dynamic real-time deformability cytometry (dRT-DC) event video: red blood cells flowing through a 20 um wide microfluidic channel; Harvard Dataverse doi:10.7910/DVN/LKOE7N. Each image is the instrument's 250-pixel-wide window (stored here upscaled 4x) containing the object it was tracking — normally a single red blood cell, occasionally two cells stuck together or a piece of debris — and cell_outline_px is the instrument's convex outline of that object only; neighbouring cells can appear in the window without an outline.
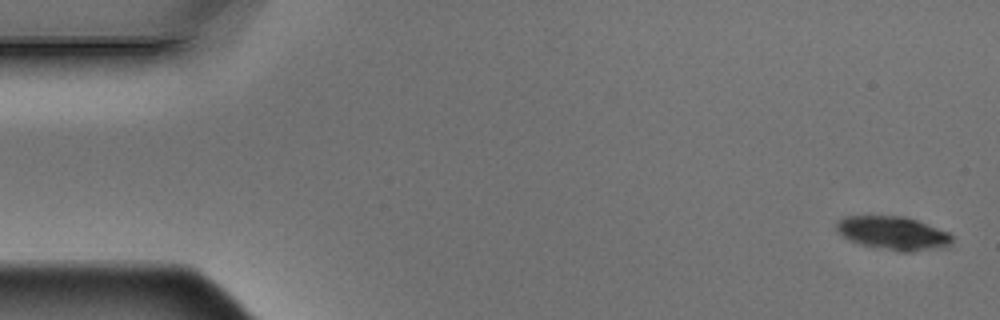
{"species": "Egyptian fruit bat (a non-hibernating species)", "species_latin": "Rousettus aegyptiacus", "temperature_condition": "warm", "stored_images_in_passage": 4, "camera_frame_rate_fps": 3000, "um_per_image_px": 0.085, "animal": {"sex": "male"}, "frame": {"image": 1, "passage_image": 1, "time_ms": 0.0, "image_size_px": [1000, 320], "cell_outline_px": [[952, 240], [944, 248], [908, 252], [904, 252], [876, 248], [860, 244], [848, 240], [836, 232], [836, 220], [844, 216], [908, 216], [920, 220], [948, 232], [952, 236]], "centroid_in_image_um": [75.89, 19.81], "position_along_channel_um": 9.1, "area_um2": 23.0}}
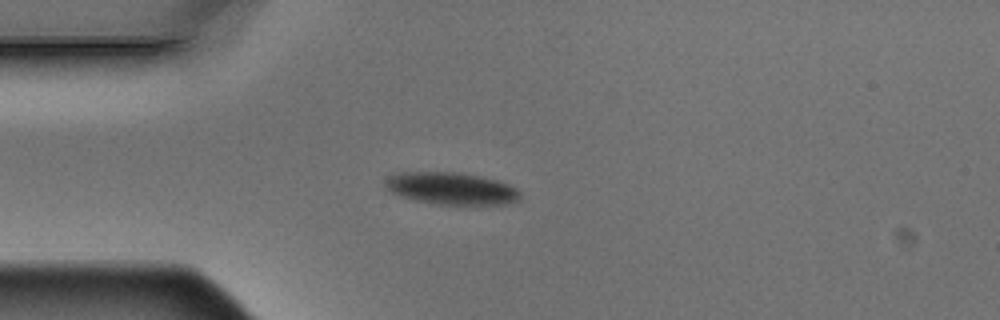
{"frame": {"image": 2, "passage_image": 4, "time_ms": 1.0, "image_size_px": [1000, 320], "cell_outline_px": [[520, 200], [508, 204], [432, 204], [400, 196], [384, 188], [384, 180], [388, 176], [396, 172], [460, 172], [480, 176], [496, 180], [508, 184], [516, 188], [520, 192]], "centroid_in_image_um": [38.33, 16.01], "position_along_channel_um": 46.7, "area_um2": 25.49}}